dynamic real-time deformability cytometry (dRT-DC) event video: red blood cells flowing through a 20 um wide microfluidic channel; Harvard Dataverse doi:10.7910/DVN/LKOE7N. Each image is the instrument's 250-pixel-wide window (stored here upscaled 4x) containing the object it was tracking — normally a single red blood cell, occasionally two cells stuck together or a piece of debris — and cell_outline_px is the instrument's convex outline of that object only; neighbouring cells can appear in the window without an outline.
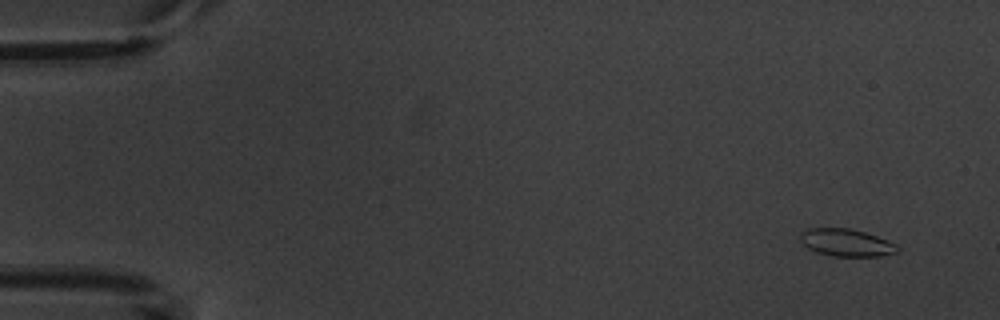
{"species": "common noctule bat (a hibernating species)", "species_latin": "Nyctalus noctula", "temperature_condition": "warm", "stored_images_in_passage": 5, "camera_frame_rate_fps": 3000, "um_per_image_px": 0.085, "animal": {"sex": "male", "body_mass_g": 20.1, "forearm_length_mm": 53.5}, "frame": {"image": 1, "passage_image": 1, "time_ms": 0.0, "image_size_px": [1000, 320], "cell_outline_px": [[900, 252], [880, 256], [832, 256], [816, 252], [808, 248], [800, 240], [800, 232], [808, 228], [848, 228], [864, 232], [888, 240], [896, 244], [900, 248]], "centroid_in_image_um": [71.95, 20.63], "position_along_channel_um": 13.0, "area_um2": 15.61}}
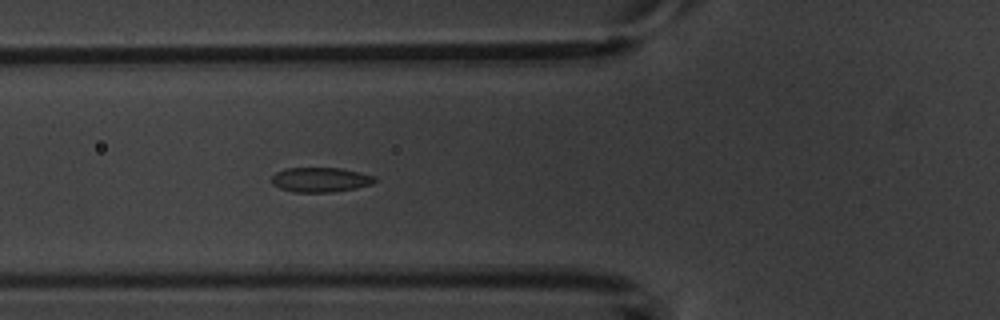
{"frame": {"image": 2, "passage_image": 5, "time_ms": 5.667, "image_size_px": [1000, 320], "cell_outline_px": [[376, 180], [372, 184], [356, 188], [332, 192], [292, 192], [280, 188], [272, 184], [272, 176], [276, 172], [284, 168], [340, 168], [360, 172], [376, 176]], "centroid_in_image_um": [27.24, 15.27], "position_along_channel_um": 98.6, "area_um2": 14.91}}